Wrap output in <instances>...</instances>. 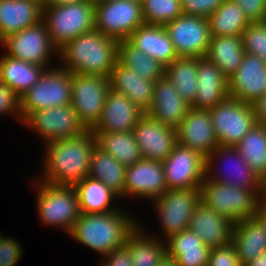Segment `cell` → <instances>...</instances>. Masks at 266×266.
Listing matches in <instances>:
<instances>
[{
    "instance_id": "cell-51",
    "label": "cell",
    "mask_w": 266,
    "mask_h": 266,
    "mask_svg": "<svg viewBox=\"0 0 266 266\" xmlns=\"http://www.w3.org/2000/svg\"><path fill=\"white\" fill-rule=\"evenodd\" d=\"M82 0H44L43 6H54V5H64L69 3H74Z\"/></svg>"
},
{
    "instance_id": "cell-45",
    "label": "cell",
    "mask_w": 266,
    "mask_h": 266,
    "mask_svg": "<svg viewBox=\"0 0 266 266\" xmlns=\"http://www.w3.org/2000/svg\"><path fill=\"white\" fill-rule=\"evenodd\" d=\"M225 0H181L182 13L185 15L208 18Z\"/></svg>"
},
{
    "instance_id": "cell-3",
    "label": "cell",
    "mask_w": 266,
    "mask_h": 266,
    "mask_svg": "<svg viewBox=\"0 0 266 266\" xmlns=\"http://www.w3.org/2000/svg\"><path fill=\"white\" fill-rule=\"evenodd\" d=\"M118 41L94 29L58 49L61 67L70 73L110 77L117 60Z\"/></svg>"
},
{
    "instance_id": "cell-47",
    "label": "cell",
    "mask_w": 266,
    "mask_h": 266,
    "mask_svg": "<svg viewBox=\"0 0 266 266\" xmlns=\"http://www.w3.org/2000/svg\"><path fill=\"white\" fill-rule=\"evenodd\" d=\"M104 258V259H103ZM98 266H133L130 252L124 245L103 256Z\"/></svg>"
},
{
    "instance_id": "cell-17",
    "label": "cell",
    "mask_w": 266,
    "mask_h": 266,
    "mask_svg": "<svg viewBox=\"0 0 266 266\" xmlns=\"http://www.w3.org/2000/svg\"><path fill=\"white\" fill-rule=\"evenodd\" d=\"M168 191L161 161L142 158L126 167L124 199H154Z\"/></svg>"
},
{
    "instance_id": "cell-7",
    "label": "cell",
    "mask_w": 266,
    "mask_h": 266,
    "mask_svg": "<svg viewBox=\"0 0 266 266\" xmlns=\"http://www.w3.org/2000/svg\"><path fill=\"white\" fill-rule=\"evenodd\" d=\"M71 73L59 65L46 69L39 81L20 97L23 119L31 112L71 104Z\"/></svg>"
},
{
    "instance_id": "cell-42",
    "label": "cell",
    "mask_w": 266,
    "mask_h": 266,
    "mask_svg": "<svg viewBox=\"0 0 266 266\" xmlns=\"http://www.w3.org/2000/svg\"><path fill=\"white\" fill-rule=\"evenodd\" d=\"M21 243L13 237H0V266H17L23 253Z\"/></svg>"
},
{
    "instance_id": "cell-15",
    "label": "cell",
    "mask_w": 266,
    "mask_h": 266,
    "mask_svg": "<svg viewBox=\"0 0 266 266\" xmlns=\"http://www.w3.org/2000/svg\"><path fill=\"white\" fill-rule=\"evenodd\" d=\"M168 190L201 188L205 179V157L177 143L162 161Z\"/></svg>"
},
{
    "instance_id": "cell-53",
    "label": "cell",
    "mask_w": 266,
    "mask_h": 266,
    "mask_svg": "<svg viewBox=\"0 0 266 266\" xmlns=\"http://www.w3.org/2000/svg\"><path fill=\"white\" fill-rule=\"evenodd\" d=\"M159 266H179V264L166 256Z\"/></svg>"
},
{
    "instance_id": "cell-44",
    "label": "cell",
    "mask_w": 266,
    "mask_h": 266,
    "mask_svg": "<svg viewBox=\"0 0 266 266\" xmlns=\"http://www.w3.org/2000/svg\"><path fill=\"white\" fill-rule=\"evenodd\" d=\"M208 266H241L235 246L228 245L210 249Z\"/></svg>"
},
{
    "instance_id": "cell-38",
    "label": "cell",
    "mask_w": 266,
    "mask_h": 266,
    "mask_svg": "<svg viewBox=\"0 0 266 266\" xmlns=\"http://www.w3.org/2000/svg\"><path fill=\"white\" fill-rule=\"evenodd\" d=\"M164 76L168 78L180 96L191 104L197 89V58L177 57L165 67Z\"/></svg>"
},
{
    "instance_id": "cell-24",
    "label": "cell",
    "mask_w": 266,
    "mask_h": 266,
    "mask_svg": "<svg viewBox=\"0 0 266 266\" xmlns=\"http://www.w3.org/2000/svg\"><path fill=\"white\" fill-rule=\"evenodd\" d=\"M189 107L190 104L180 96L172 82L163 76L155 82L153 101L146 113L163 125L177 128Z\"/></svg>"
},
{
    "instance_id": "cell-32",
    "label": "cell",
    "mask_w": 266,
    "mask_h": 266,
    "mask_svg": "<svg viewBox=\"0 0 266 266\" xmlns=\"http://www.w3.org/2000/svg\"><path fill=\"white\" fill-rule=\"evenodd\" d=\"M74 188L78 194L81 214L106 213L120 209L118 205H113L116 200L120 201V197L99 180L86 176Z\"/></svg>"
},
{
    "instance_id": "cell-36",
    "label": "cell",
    "mask_w": 266,
    "mask_h": 266,
    "mask_svg": "<svg viewBox=\"0 0 266 266\" xmlns=\"http://www.w3.org/2000/svg\"><path fill=\"white\" fill-rule=\"evenodd\" d=\"M208 21L211 36H240L250 24L242 8L233 0H225Z\"/></svg>"
},
{
    "instance_id": "cell-13",
    "label": "cell",
    "mask_w": 266,
    "mask_h": 266,
    "mask_svg": "<svg viewBox=\"0 0 266 266\" xmlns=\"http://www.w3.org/2000/svg\"><path fill=\"white\" fill-rule=\"evenodd\" d=\"M71 106L87 129L99 121L110 88L109 77L71 73Z\"/></svg>"
},
{
    "instance_id": "cell-40",
    "label": "cell",
    "mask_w": 266,
    "mask_h": 266,
    "mask_svg": "<svg viewBox=\"0 0 266 266\" xmlns=\"http://www.w3.org/2000/svg\"><path fill=\"white\" fill-rule=\"evenodd\" d=\"M145 24L165 25L182 15L181 0H141Z\"/></svg>"
},
{
    "instance_id": "cell-35",
    "label": "cell",
    "mask_w": 266,
    "mask_h": 266,
    "mask_svg": "<svg viewBox=\"0 0 266 266\" xmlns=\"http://www.w3.org/2000/svg\"><path fill=\"white\" fill-rule=\"evenodd\" d=\"M94 135L96 145L125 167L134 165L143 158L133 131L94 133Z\"/></svg>"
},
{
    "instance_id": "cell-4",
    "label": "cell",
    "mask_w": 266,
    "mask_h": 266,
    "mask_svg": "<svg viewBox=\"0 0 266 266\" xmlns=\"http://www.w3.org/2000/svg\"><path fill=\"white\" fill-rule=\"evenodd\" d=\"M34 180L36 187L37 215L41 224L62 229L69 235L81 212L74 186L49 184Z\"/></svg>"
},
{
    "instance_id": "cell-34",
    "label": "cell",
    "mask_w": 266,
    "mask_h": 266,
    "mask_svg": "<svg viewBox=\"0 0 266 266\" xmlns=\"http://www.w3.org/2000/svg\"><path fill=\"white\" fill-rule=\"evenodd\" d=\"M126 167L109 153L95 145L90 161L88 176L103 182L121 199L124 198Z\"/></svg>"
},
{
    "instance_id": "cell-29",
    "label": "cell",
    "mask_w": 266,
    "mask_h": 266,
    "mask_svg": "<svg viewBox=\"0 0 266 266\" xmlns=\"http://www.w3.org/2000/svg\"><path fill=\"white\" fill-rule=\"evenodd\" d=\"M165 242L167 257L179 266H208L211 248L189 229L170 236Z\"/></svg>"
},
{
    "instance_id": "cell-46",
    "label": "cell",
    "mask_w": 266,
    "mask_h": 266,
    "mask_svg": "<svg viewBox=\"0 0 266 266\" xmlns=\"http://www.w3.org/2000/svg\"><path fill=\"white\" fill-rule=\"evenodd\" d=\"M244 11L250 23L266 22V0H233Z\"/></svg>"
},
{
    "instance_id": "cell-22",
    "label": "cell",
    "mask_w": 266,
    "mask_h": 266,
    "mask_svg": "<svg viewBox=\"0 0 266 266\" xmlns=\"http://www.w3.org/2000/svg\"><path fill=\"white\" fill-rule=\"evenodd\" d=\"M197 84L192 107L211 109L229 97L228 78L206 57L197 58Z\"/></svg>"
},
{
    "instance_id": "cell-26",
    "label": "cell",
    "mask_w": 266,
    "mask_h": 266,
    "mask_svg": "<svg viewBox=\"0 0 266 266\" xmlns=\"http://www.w3.org/2000/svg\"><path fill=\"white\" fill-rule=\"evenodd\" d=\"M110 88L129 98L145 113L153 101L155 82L141 77L138 72L122 65L116 60L110 77Z\"/></svg>"
},
{
    "instance_id": "cell-43",
    "label": "cell",
    "mask_w": 266,
    "mask_h": 266,
    "mask_svg": "<svg viewBox=\"0 0 266 266\" xmlns=\"http://www.w3.org/2000/svg\"><path fill=\"white\" fill-rule=\"evenodd\" d=\"M12 115L22 124L20 97L3 82H0V115Z\"/></svg>"
},
{
    "instance_id": "cell-2",
    "label": "cell",
    "mask_w": 266,
    "mask_h": 266,
    "mask_svg": "<svg viewBox=\"0 0 266 266\" xmlns=\"http://www.w3.org/2000/svg\"><path fill=\"white\" fill-rule=\"evenodd\" d=\"M132 215L122 208L106 213L81 214L69 235L76 243L103 257L126 244L140 223V219Z\"/></svg>"
},
{
    "instance_id": "cell-8",
    "label": "cell",
    "mask_w": 266,
    "mask_h": 266,
    "mask_svg": "<svg viewBox=\"0 0 266 266\" xmlns=\"http://www.w3.org/2000/svg\"><path fill=\"white\" fill-rule=\"evenodd\" d=\"M205 179L237 188L261 189V179L235 146H218L205 158Z\"/></svg>"
},
{
    "instance_id": "cell-9",
    "label": "cell",
    "mask_w": 266,
    "mask_h": 266,
    "mask_svg": "<svg viewBox=\"0 0 266 266\" xmlns=\"http://www.w3.org/2000/svg\"><path fill=\"white\" fill-rule=\"evenodd\" d=\"M94 17L95 29L117 41L145 24L141 0H101L95 3Z\"/></svg>"
},
{
    "instance_id": "cell-21",
    "label": "cell",
    "mask_w": 266,
    "mask_h": 266,
    "mask_svg": "<svg viewBox=\"0 0 266 266\" xmlns=\"http://www.w3.org/2000/svg\"><path fill=\"white\" fill-rule=\"evenodd\" d=\"M145 114L125 95L109 90L102 115L91 129L93 133H117L133 131Z\"/></svg>"
},
{
    "instance_id": "cell-12",
    "label": "cell",
    "mask_w": 266,
    "mask_h": 266,
    "mask_svg": "<svg viewBox=\"0 0 266 266\" xmlns=\"http://www.w3.org/2000/svg\"><path fill=\"white\" fill-rule=\"evenodd\" d=\"M0 46L5 49L4 52L8 56L41 65L47 69L52 67L54 56H58V49L51 42L43 20L20 32L8 35L0 42Z\"/></svg>"
},
{
    "instance_id": "cell-41",
    "label": "cell",
    "mask_w": 266,
    "mask_h": 266,
    "mask_svg": "<svg viewBox=\"0 0 266 266\" xmlns=\"http://www.w3.org/2000/svg\"><path fill=\"white\" fill-rule=\"evenodd\" d=\"M242 42L245 53L266 62V22L250 23L242 33Z\"/></svg>"
},
{
    "instance_id": "cell-16",
    "label": "cell",
    "mask_w": 266,
    "mask_h": 266,
    "mask_svg": "<svg viewBox=\"0 0 266 266\" xmlns=\"http://www.w3.org/2000/svg\"><path fill=\"white\" fill-rule=\"evenodd\" d=\"M164 26L178 57L206 56L211 39L208 18L182 14Z\"/></svg>"
},
{
    "instance_id": "cell-1",
    "label": "cell",
    "mask_w": 266,
    "mask_h": 266,
    "mask_svg": "<svg viewBox=\"0 0 266 266\" xmlns=\"http://www.w3.org/2000/svg\"><path fill=\"white\" fill-rule=\"evenodd\" d=\"M42 174L37 181L55 185L75 186L88 176L96 139L91 129L77 137L44 144ZM41 175V177H40ZM39 179V180H38Z\"/></svg>"
},
{
    "instance_id": "cell-25",
    "label": "cell",
    "mask_w": 266,
    "mask_h": 266,
    "mask_svg": "<svg viewBox=\"0 0 266 266\" xmlns=\"http://www.w3.org/2000/svg\"><path fill=\"white\" fill-rule=\"evenodd\" d=\"M41 0H0V42L43 20Z\"/></svg>"
},
{
    "instance_id": "cell-30",
    "label": "cell",
    "mask_w": 266,
    "mask_h": 266,
    "mask_svg": "<svg viewBox=\"0 0 266 266\" xmlns=\"http://www.w3.org/2000/svg\"><path fill=\"white\" fill-rule=\"evenodd\" d=\"M3 53L0 55V82L21 97L39 81L47 68Z\"/></svg>"
},
{
    "instance_id": "cell-14",
    "label": "cell",
    "mask_w": 266,
    "mask_h": 266,
    "mask_svg": "<svg viewBox=\"0 0 266 266\" xmlns=\"http://www.w3.org/2000/svg\"><path fill=\"white\" fill-rule=\"evenodd\" d=\"M22 126L29 128L49 143L59 139L77 137L88 130L78 118L71 104L46 108L29 113L22 121Z\"/></svg>"
},
{
    "instance_id": "cell-33",
    "label": "cell",
    "mask_w": 266,
    "mask_h": 266,
    "mask_svg": "<svg viewBox=\"0 0 266 266\" xmlns=\"http://www.w3.org/2000/svg\"><path fill=\"white\" fill-rule=\"evenodd\" d=\"M245 55L242 35L211 36L206 58L216 64L222 73L231 77L241 65Z\"/></svg>"
},
{
    "instance_id": "cell-52",
    "label": "cell",
    "mask_w": 266,
    "mask_h": 266,
    "mask_svg": "<svg viewBox=\"0 0 266 266\" xmlns=\"http://www.w3.org/2000/svg\"><path fill=\"white\" fill-rule=\"evenodd\" d=\"M260 199L266 200V175L261 179Z\"/></svg>"
},
{
    "instance_id": "cell-23",
    "label": "cell",
    "mask_w": 266,
    "mask_h": 266,
    "mask_svg": "<svg viewBox=\"0 0 266 266\" xmlns=\"http://www.w3.org/2000/svg\"><path fill=\"white\" fill-rule=\"evenodd\" d=\"M234 223L219 215L204 202L196 206L188 229L194 232L210 248L228 245L231 242Z\"/></svg>"
},
{
    "instance_id": "cell-39",
    "label": "cell",
    "mask_w": 266,
    "mask_h": 266,
    "mask_svg": "<svg viewBox=\"0 0 266 266\" xmlns=\"http://www.w3.org/2000/svg\"><path fill=\"white\" fill-rule=\"evenodd\" d=\"M235 147L244 161L262 179L266 175V125L256 123Z\"/></svg>"
},
{
    "instance_id": "cell-11",
    "label": "cell",
    "mask_w": 266,
    "mask_h": 266,
    "mask_svg": "<svg viewBox=\"0 0 266 266\" xmlns=\"http://www.w3.org/2000/svg\"><path fill=\"white\" fill-rule=\"evenodd\" d=\"M219 146H235L256 122L254 106L228 97L209 109Z\"/></svg>"
},
{
    "instance_id": "cell-48",
    "label": "cell",
    "mask_w": 266,
    "mask_h": 266,
    "mask_svg": "<svg viewBox=\"0 0 266 266\" xmlns=\"http://www.w3.org/2000/svg\"><path fill=\"white\" fill-rule=\"evenodd\" d=\"M256 122L266 125V93L262 95L254 104Z\"/></svg>"
},
{
    "instance_id": "cell-20",
    "label": "cell",
    "mask_w": 266,
    "mask_h": 266,
    "mask_svg": "<svg viewBox=\"0 0 266 266\" xmlns=\"http://www.w3.org/2000/svg\"><path fill=\"white\" fill-rule=\"evenodd\" d=\"M229 97L254 104L266 93V62L245 53L235 73L228 78Z\"/></svg>"
},
{
    "instance_id": "cell-28",
    "label": "cell",
    "mask_w": 266,
    "mask_h": 266,
    "mask_svg": "<svg viewBox=\"0 0 266 266\" xmlns=\"http://www.w3.org/2000/svg\"><path fill=\"white\" fill-rule=\"evenodd\" d=\"M231 243L235 246L241 266L266 252V231L256 218L240 220L233 226Z\"/></svg>"
},
{
    "instance_id": "cell-54",
    "label": "cell",
    "mask_w": 266,
    "mask_h": 266,
    "mask_svg": "<svg viewBox=\"0 0 266 266\" xmlns=\"http://www.w3.org/2000/svg\"><path fill=\"white\" fill-rule=\"evenodd\" d=\"M85 1H90V2H93V3H97V2H100L101 0H85Z\"/></svg>"
},
{
    "instance_id": "cell-18",
    "label": "cell",
    "mask_w": 266,
    "mask_h": 266,
    "mask_svg": "<svg viewBox=\"0 0 266 266\" xmlns=\"http://www.w3.org/2000/svg\"><path fill=\"white\" fill-rule=\"evenodd\" d=\"M176 131L177 143L199 152L205 158L219 146L209 109L190 106Z\"/></svg>"
},
{
    "instance_id": "cell-6",
    "label": "cell",
    "mask_w": 266,
    "mask_h": 266,
    "mask_svg": "<svg viewBox=\"0 0 266 266\" xmlns=\"http://www.w3.org/2000/svg\"><path fill=\"white\" fill-rule=\"evenodd\" d=\"M201 201L234 224L255 217L261 189H243L204 179Z\"/></svg>"
},
{
    "instance_id": "cell-31",
    "label": "cell",
    "mask_w": 266,
    "mask_h": 266,
    "mask_svg": "<svg viewBox=\"0 0 266 266\" xmlns=\"http://www.w3.org/2000/svg\"><path fill=\"white\" fill-rule=\"evenodd\" d=\"M139 222L125 244L130 252L131 262L133 266H159L167 256L166 242L157 238L155 234H147L148 229L144 228L141 220Z\"/></svg>"
},
{
    "instance_id": "cell-49",
    "label": "cell",
    "mask_w": 266,
    "mask_h": 266,
    "mask_svg": "<svg viewBox=\"0 0 266 266\" xmlns=\"http://www.w3.org/2000/svg\"><path fill=\"white\" fill-rule=\"evenodd\" d=\"M255 217L261 222L266 231V200L260 199Z\"/></svg>"
},
{
    "instance_id": "cell-37",
    "label": "cell",
    "mask_w": 266,
    "mask_h": 266,
    "mask_svg": "<svg viewBox=\"0 0 266 266\" xmlns=\"http://www.w3.org/2000/svg\"><path fill=\"white\" fill-rule=\"evenodd\" d=\"M117 60L147 80L156 82L164 76L165 67L156 59L137 49L128 40L118 41Z\"/></svg>"
},
{
    "instance_id": "cell-5",
    "label": "cell",
    "mask_w": 266,
    "mask_h": 266,
    "mask_svg": "<svg viewBox=\"0 0 266 266\" xmlns=\"http://www.w3.org/2000/svg\"><path fill=\"white\" fill-rule=\"evenodd\" d=\"M95 3H74L43 7V21L51 42L59 49L66 42L95 29Z\"/></svg>"
},
{
    "instance_id": "cell-19",
    "label": "cell",
    "mask_w": 266,
    "mask_h": 266,
    "mask_svg": "<svg viewBox=\"0 0 266 266\" xmlns=\"http://www.w3.org/2000/svg\"><path fill=\"white\" fill-rule=\"evenodd\" d=\"M144 159L164 161L177 144L176 128L163 125L145 113L133 129Z\"/></svg>"
},
{
    "instance_id": "cell-27",
    "label": "cell",
    "mask_w": 266,
    "mask_h": 266,
    "mask_svg": "<svg viewBox=\"0 0 266 266\" xmlns=\"http://www.w3.org/2000/svg\"><path fill=\"white\" fill-rule=\"evenodd\" d=\"M127 40L164 67L178 57L164 25L143 24Z\"/></svg>"
},
{
    "instance_id": "cell-50",
    "label": "cell",
    "mask_w": 266,
    "mask_h": 266,
    "mask_svg": "<svg viewBox=\"0 0 266 266\" xmlns=\"http://www.w3.org/2000/svg\"><path fill=\"white\" fill-rule=\"evenodd\" d=\"M246 266H266V252L255 257L250 263Z\"/></svg>"
},
{
    "instance_id": "cell-10",
    "label": "cell",
    "mask_w": 266,
    "mask_h": 266,
    "mask_svg": "<svg viewBox=\"0 0 266 266\" xmlns=\"http://www.w3.org/2000/svg\"><path fill=\"white\" fill-rule=\"evenodd\" d=\"M201 201L200 188L168 190L151 201L161 226L157 238L167 240L170 236L187 230L191 216Z\"/></svg>"
}]
</instances>
